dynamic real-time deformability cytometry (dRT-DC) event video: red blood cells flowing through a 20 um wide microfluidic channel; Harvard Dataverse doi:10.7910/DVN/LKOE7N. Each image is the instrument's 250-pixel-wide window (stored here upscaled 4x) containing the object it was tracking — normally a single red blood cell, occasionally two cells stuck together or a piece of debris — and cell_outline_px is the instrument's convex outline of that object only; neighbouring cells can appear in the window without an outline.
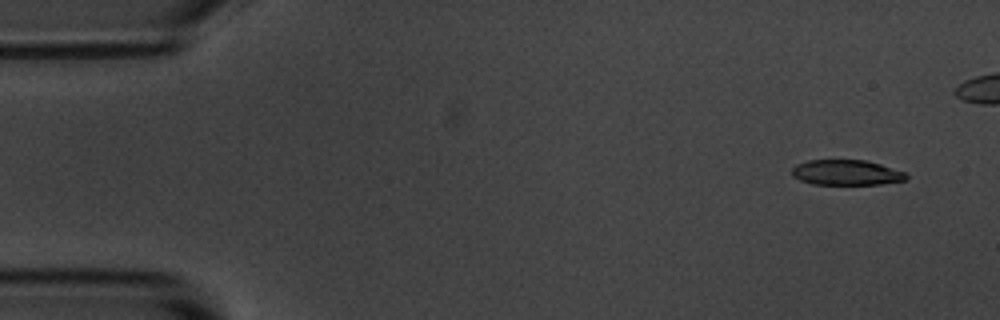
{"species": "common noctule bat (a hibernating species)", "species_latin": "Nyctalus noctula", "temperature_condition": "room temperature", "stored_images_in_passage": 4, "camera_frame_rate_fps": 3000, "um_per_image_px": 0.085, "animal": {"sex": "male", "body_mass_g": 20.1, "forearm_length_mm": 53.5}, "frame": {"image": 1, "passage_image": 1, "time_ms": 0.0, "image_size_px": [1000, 320], "cell_outline_px": [[908, 176], [904, 180], [880, 184], [812, 184], [800, 180], [792, 176], [792, 168], [796, 164], [808, 160], [868, 160], [908, 172]], "centroid_in_image_um": [71.96, 14.66], "position_along_channel_um": 13.0, "area_um2": 16.99}}